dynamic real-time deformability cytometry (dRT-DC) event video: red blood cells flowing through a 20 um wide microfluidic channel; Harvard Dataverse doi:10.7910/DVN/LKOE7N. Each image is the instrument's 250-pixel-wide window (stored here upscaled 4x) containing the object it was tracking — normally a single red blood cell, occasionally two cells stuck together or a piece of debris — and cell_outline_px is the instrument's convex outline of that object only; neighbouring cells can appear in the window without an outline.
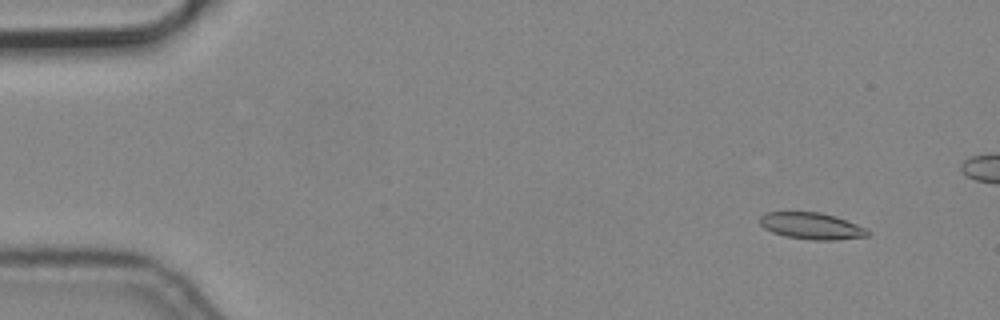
{"species": "common noctule bat (a hibernating species)", "species_latin": "Nyctalus noctula", "temperature_condition": "cold", "stored_images_in_passage": 6, "camera_frame_rate_fps": 3000, "um_per_image_px": 0.085, "animal": {"sex": "male", "body_mass_g": 19.2, "forearm_length_mm": 51.8}, "frame": {"image": 1, "passage_image": 1, "time_ms": 0.0, "image_size_px": [1000, 320], "cell_outline_px": [[868, 236], [836, 240], [812, 240], [788, 236], [772, 232], [764, 228], [760, 224], [760, 216], [764, 212], [820, 212], [836, 216], [868, 228]], "centroid_in_image_um": [69.0, 19.2], "position_along_channel_um": 16.0, "area_um2": 16.76}}
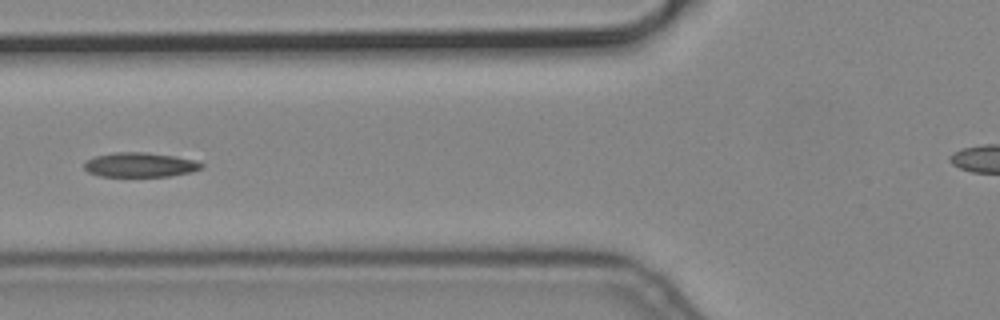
{"frame": {"image": 2, "passage_image": 6, "time_ms": 1.667, "image_size_px": [1000, 320], "cell_outline_px": [[204, 164], [200, 168], [192, 172], [168, 176], [100, 176], [88, 172], [84, 168], [84, 164], [92, 156], [112, 152], [148, 152], [176, 156], [196, 160]], "centroid_in_image_um": [11.89, 13.99], "position_along_channel_um": 113.9, "area_um2": 16.88}}